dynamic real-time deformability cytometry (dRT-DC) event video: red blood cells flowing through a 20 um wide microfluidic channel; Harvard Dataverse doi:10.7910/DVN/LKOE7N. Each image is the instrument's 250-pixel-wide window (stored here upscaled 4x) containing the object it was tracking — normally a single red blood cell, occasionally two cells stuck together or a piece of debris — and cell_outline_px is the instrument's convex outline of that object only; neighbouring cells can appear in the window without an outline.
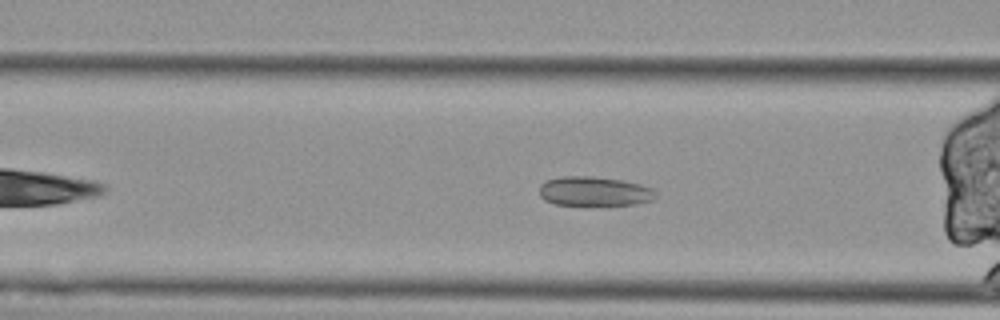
{"species": "Egyptian fruit bat (a non-hibernating species)", "species_latin": "Rousettus aegyptiacus", "temperature_condition": "cold", "stored_images_in_passage": 39, "segment_of_instrument_passage": [2, 2], "camera_frame_rate_fps": 3000, "um_per_image_px": 0.085, "animal": {"sex": "female"}, "frame": {"image": 1, "passage_image": 4, "time_ms": 1.0, "image_size_px": [1000, 320], "cell_outline_px": [[656, 196], [652, 200], [632, 204], [604, 208], [556, 204], [544, 200], [540, 196], [540, 184], [548, 180], [564, 176], [592, 176], [620, 180], [640, 184], [652, 188], [656, 192]], "centroid_in_image_um": [50.52, 16.31], "position_along_channel_um": 116.1, "area_um2": 20.63}}
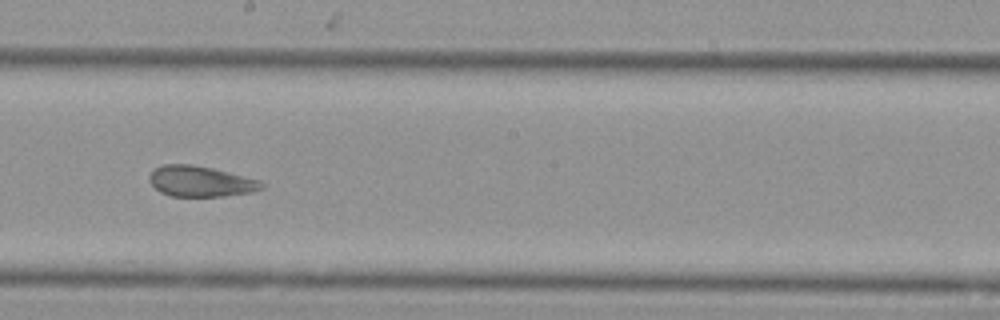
{"frame": {"image": 2, "passage_image": 14, "time_ms": 4.333, "image_size_px": [1000, 320], "cell_outline_px": [[264, 188], [252, 192], [224, 196], [172, 196], [160, 192], [148, 180], [148, 176], [156, 168], [164, 164], [192, 164], [212, 168], [260, 180], [264, 184]], "centroid_in_image_um": [17.05, 15.41], "position_along_channel_um": 231.1, "area_um2": 20.0}}
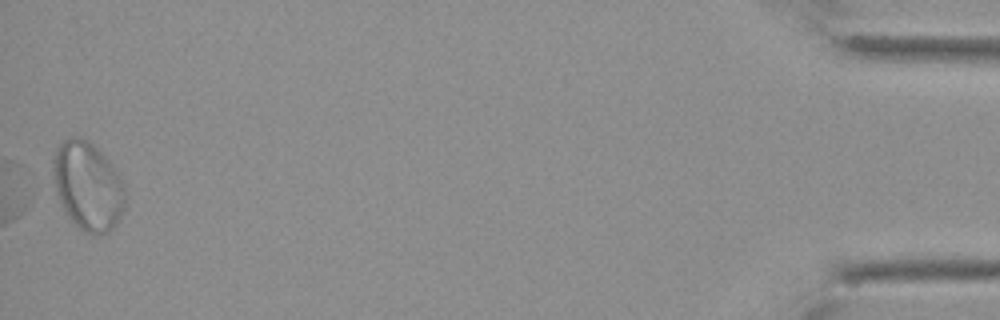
{"frame": {"image": 3, "passage_image": 39, "time_ms": 12.667, "image_size_px": [1000, 320], "cell_outline_px": [[128, 204], [120, 220], [108, 232], [100, 236], [92, 236], [84, 232], [64, 212], [60, 204], [56, 192], [52, 172], [52, 160], [56, 148], [64, 140], [72, 136], [80, 136], [88, 140], [112, 164], [124, 184]], "centroid_in_image_um": [7.48, 15.85], "position_along_channel_um": 427.7, "area_um2": 37.97}}